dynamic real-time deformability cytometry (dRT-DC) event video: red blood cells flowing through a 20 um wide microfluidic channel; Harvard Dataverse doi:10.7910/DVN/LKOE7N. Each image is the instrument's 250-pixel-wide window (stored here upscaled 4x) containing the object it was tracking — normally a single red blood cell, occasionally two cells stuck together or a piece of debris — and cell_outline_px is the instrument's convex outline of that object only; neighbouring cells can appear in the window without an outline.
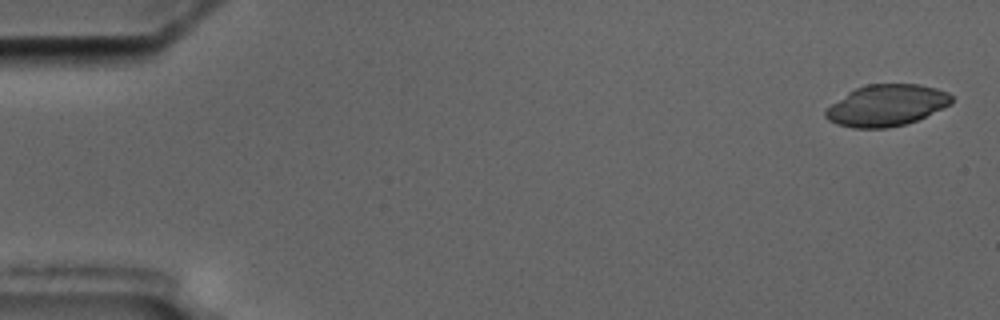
{"species": "common noctule bat (a hibernating species)", "species_latin": "Nyctalus noctula", "temperature_condition": "cold", "stored_images_in_passage": 6, "camera_frame_rate_fps": 3000, "um_per_image_px": 0.085, "animal": {"sex": "male", "body_mass_g": 17.5, "forearm_length_mm": 52.3}, "frame": {"image": 1, "passage_image": 1, "time_ms": 0.0, "image_size_px": [1000, 320], "cell_outline_px": [[952, 104], [916, 120], [904, 124], [888, 128], [852, 128], [836, 124], [828, 120], [824, 116], [824, 112], [832, 104], [848, 92], [856, 88], [868, 84], [920, 84], [936, 88], [948, 92], [952, 96]], "centroid_in_image_um": [75.35, 8.96], "position_along_channel_um": 9.6, "area_um2": 30.35}}